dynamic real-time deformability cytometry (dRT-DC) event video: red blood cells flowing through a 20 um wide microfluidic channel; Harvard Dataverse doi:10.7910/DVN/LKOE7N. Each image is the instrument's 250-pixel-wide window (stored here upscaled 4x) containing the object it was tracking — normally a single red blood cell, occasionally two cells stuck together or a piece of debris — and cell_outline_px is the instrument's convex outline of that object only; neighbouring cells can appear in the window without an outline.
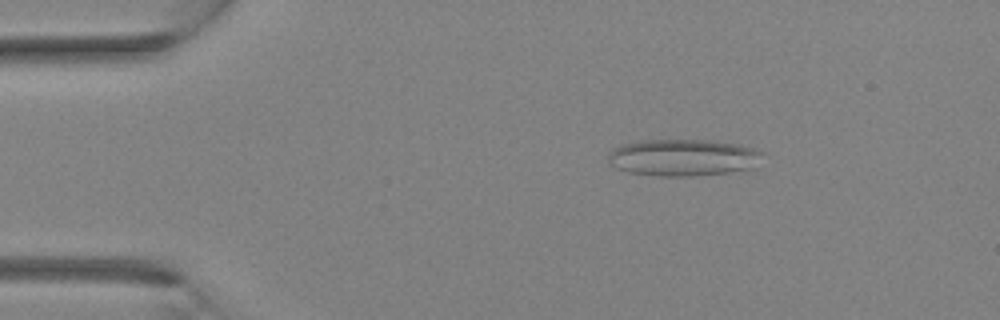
{"species": "Egyptian fruit bat (a non-hibernating species)", "species_latin": "Rousettus aegyptiacus", "temperature_condition": "room temperature", "stored_images_in_passage": 2, "camera_frame_rate_fps": 3000, "um_per_image_px": 0.085, "animal": {"sex": "female"}, "frame": {"image": 1, "passage_image": 1, "time_ms": 0.0, "image_size_px": [1000, 320], "cell_outline_px": [[764, 152], [748, 168], [728, 172], [692, 176], [656, 176], [628, 172], [616, 168], [608, 164], [608, 152], [612, 148], [620, 144], [640, 140], [708, 140], [740, 144], [756, 148]], "centroid_in_image_um": [57.95, 13.37], "position_along_channel_um": 27.0, "area_um2": 33.18}}